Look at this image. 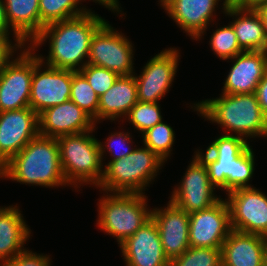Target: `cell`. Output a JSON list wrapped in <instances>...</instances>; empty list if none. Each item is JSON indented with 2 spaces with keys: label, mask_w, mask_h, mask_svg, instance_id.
I'll list each match as a JSON object with an SVG mask.
<instances>
[{
  "label": "cell",
  "mask_w": 267,
  "mask_h": 266,
  "mask_svg": "<svg viewBox=\"0 0 267 266\" xmlns=\"http://www.w3.org/2000/svg\"><path fill=\"white\" fill-rule=\"evenodd\" d=\"M105 22L101 16L88 10L81 16L45 25L28 45L36 51L48 40L49 55L46 58L38 55L40 61L53 68L79 71L88 62L93 35Z\"/></svg>",
  "instance_id": "1"
},
{
  "label": "cell",
  "mask_w": 267,
  "mask_h": 266,
  "mask_svg": "<svg viewBox=\"0 0 267 266\" xmlns=\"http://www.w3.org/2000/svg\"><path fill=\"white\" fill-rule=\"evenodd\" d=\"M206 165L211 184L226 194L238 188L253 187L249 183L255 170V155L248 141L238 135L215 138L205 153L194 152ZM249 183V184H248Z\"/></svg>",
  "instance_id": "2"
},
{
  "label": "cell",
  "mask_w": 267,
  "mask_h": 266,
  "mask_svg": "<svg viewBox=\"0 0 267 266\" xmlns=\"http://www.w3.org/2000/svg\"><path fill=\"white\" fill-rule=\"evenodd\" d=\"M0 178L46 188L69 186L60 165L57 138L38 134L0 168Z\"/></svg>",
  "instance_id": "3"
},
{
  "label": "cell",
  "mask_w": 267,
  "mask_h": 266,
  "mask_svg": "<svg viewBox=\"0 0 267 266\" xmlns=\"http://www.w3.org/2000/svg\"><path fill=\"white\" fill-rule=\"evenodd\" d=\"M191 108L201 114L204 120L225 129L226 133L223 134L231 135L230 132H233L232 135L246 140L249 137H267V117L263 114L255 93H222L219 97L193 103Z\"/></svg>",
  "instance_id": "4"
},
{
  "label": "cell",
  "mask_w": 267,
  "mask_h": 266,
  "mask_svg": "<svg viewBox=\"0 0 267 266\" xmlns=\"http://www.w3.org/2000/svg\"><path fill=\"white\" fill-rule=\"evenodd\" d=\"M164 163L150 148L135 146L127 156L103 165V177L98 187L104 193L144 194Z\"/></svg>",
  "instance_id": "5"
},
{
  "label": "cell",
  "mask_w": 267,
  "mask_h": 266,
  "mask_svg": "<svg viewBox=\"0 0 267 266\" xmlns=\"http://www.w3.org/2000/svg\"><path fill=\"white\" fill-rule=\"evenodd\" d=\"M90 131L64 135L57 138L60 165L68 185L80 188L81 185H94L98 188L103 177V161L99 140Z\"/></svg>",
  "instance_id": "6"
},
{
  "label": "cell",
  "mask_w": 267,
  "mask_h": 266,
  "mask_svg": "<svg viewBox=\"0 0 267 266\" xmlns=\"http://www.w3.org/2000/svg\"><path fill=\"white\" fill-rule=\"evenodd\" d=\"M146 197L145 194H104L97 204L98 228L115 237L120 245L151 218Z\"/></svg>",
  "instance_id": "7"
},
{
  "label": "cell",
  "mask_w": 267,
  "mask_h": 266,
  "mask_svg": "<svg viewBox=\"0 0 267 266\" xmlns=\"http://www.w3.org/2000/svg\"><path fill=\"white\" fill-rule=\"evenodd\" d=\"M133 52L131 41L106 21L92 37L87 64L129 76L135 73Z\"/></svg>",
  "instance_id": "8"
},
{
  "label": "cell",
  "mask_w": 267,
  "mask_h": 266,
  "mask_svg": "<svg viewBox=\"0 0 267 266\" xmlns=\"http://www.w3.org/2000/svg\"><path fill=\"white\" fill-rule=\"evenodd\" d=\"M26 48L0 71V112L30 107L34 51Z\"/></svg>",
  "instance_id": "9"
},
{
  "label": "cell",
  "mask_w": 267,
  "mask_h": 266,
  "mask_svg": "<svg viewBox=\"0 0 267 266\" xmlns=\"http://www.w3.org/2000/svg\"><path fill=\"white\" fill-rule=\"evenodd\" d=\"M45 66V67H44ZM44 67V69L42 68ZM43 69V70H42ZM42 70V71H41ZM72 70L44 65L34 52L30 107L39 115L44 110L70 100Z\"/></svg>",
  "instance_id": "10"
},
{
  "label": "cell",
  "mask_w": 267,
  "mask_h": 266,
  "mask_svg": "<svg viewBox=\"0 0 267 266\" xmlns=\"http://www.w3.org/2000/svg\"><path fill=\"white\" fill-rule=\"evenodd\" d=\"M187 166L179 185L175 186L170 201L188 214L210 208L221 198L214 191L207 167L195 154Z\"/></svg>",
  "instance_id": "11"
},
{
  "label": "cell",
  "mask_w": 267,
  "mask_h": 266,
  "mask_svg": "<svg viewBox=\"0 0 267 266\" xmlns=\"http://www.w3.org/2000/svg\"><path fill=\"white\" fill-rule=\"evenodd\" d=\"M232 230L267 236V195L255 187L228 192Z\"/></svg>",
  "instance_id": "12"
},
{
  "label": "cell",
  "mask_w": 267,
  "mask_h": 266,
  "mask_svg": "<svg viewBox=\"0 0 267 266\" xmlns=\"http://www.w3.org/2000/svg\"><path fill=\"white\" fill-rule=\"evenodd\" d=\"M179 56L177 48L164 49L146 63L139 76L134 73L138 101L158 103L168 93L177 73Z\"/></svg>",
  "instance_id": "13"
},
{
  "label": "cell",
  "mask_w": 267,
  "mask_h": 266,
  "mask_svg": "<svg viewBox=\"0 0 267 266\" xmlns=\"http://www.w3.org/2000/svg\"><path fill=\"white\" fill-rule=\"evenodd\" d=\"M222 199L210 208L189 214L190 247L222 248L232 230L229 206Z\"/></svg>",
  "instance_id": "14"
},
{
  "label": "cell",
  "mask_w": 267,
  "mask_h": 266,
  "mask_svg": "<svg viewBox=\"0 0 267 266\" xmlns=\"http://www.w3.org/2000/svg\"><path fill=\"white\" fill-rule=\"evenodd\" d=\"M38 134V114L31 107L0 112V168Z\"/></svg>",
  "instance_id": "15"
},
{
  "label": "cell",
  "mask_w": 267,
  "mask_h": 266,
  "mask_svg": "<svg viewBox=\"0 0 267 266\" xmlns=\"http://www.w3.org/2000/svg\"><path fill=\"white\" fill-rule=\"evenodd\" d=\"M119 247L126 266L170 265L161 244L158 227L152 217Z\"/></svg>",
  "instance_id": "16"
},
{
  "label": "cell",
  "mask_w": 267,
  "mask_h": 266,
  "mask_svg": "<svg viewBox=\"0 0 267 266\" xmlns=\"http://www.w3.org/2000/svg\"><path fill=\"white\" fill-rule=\"evenodd\" d=\"M38 121L39 134L51 138L80 134L96 128L94 119L71 100L44 110L38 115Z\"/></svg>",
  "instance_id": "17"
},
{
  "label": "cell",
  "mask_w": 267,
  "mask_h": 266,
  "mask_svg": "<svg viewBox=\"0 0 267 266\" xmlns=\"http://www.w3.org/2000/svg\"><path fill=\"white\" fill-rule=\"evenodd\" d=\"M166 205L165 208H153L151 217L158 227L164 253L169 260H172L190 247V215L170 200Z\"/></svg>",
  "instance_id": "18"
},
{
  "label": "cell",
  "mask_w": 267,
  "mask_h": 266,
  "mask_svg": "<svg viewBox=\"0 0 267 266\" xmlns=\"http://www.w3.org/2000/svg\"><path fill=\"white\" fill-rule=\"evenodd\" d=\"M221 0H159L169 17L187 35L198 41L206 33Z\"/></svg>",
  "instance_id": "19"
},
{
  "label": "cell",
  "mask_w": 267,
  "mask_h": 266,
  "mask_svg": "<svg viewBox=\"0 0 267 266\" xmlns=\"http://www.w3.org/2000/svg\"><path fill=\"white\" fill-rule=\"evenodd\" d=\"M229 60L234 63L224 81L222 93H255L267 72V51H243Z\"/></svg>",
  "instance_id": "20"
},
{
  "label": "cell",
  "mask_w": 267,
  "mask_h": 266,
  "mask_svg": "<svg viewBox=\"0 0 267 266\" xmlns=\"http://www.w3.org/2000/svg\"><path fill=\"white\" fill-rule=\"evenodd\" d=\"M265 236L231 230L222 245V266H262Z\"/></svg>",
  "instance_id": "21"
},
{
  "label": "cell",
  "mask_w": 267,
  "mask_h": 266,
  "mask_svg": "<svg viewBox=\"0 0 267 266\" xmlns=\"http://www.w3.org/2000/svg\"><path fill=\"white\" fill-rule=\"evenodd\" d=\"M18 206L0 207V266L26 248L31 229Z\"/></svg>",
  "instance_id": "22"
},
{
  "label": "cell",
  "mask_w": 267,
  "mask_h": 266,
  "mask_svg": "<svg viewBox=\"0 0 267 266\" xmlns=\"http://www.w3.org/2000/svg\"><path fill=\"white\" fill-rule=\"evenodd\" d=\"M224 14L233 17L230 24L243 51H267V30L255 9L227 6Z\"/></svg>",
  "instance_id": "23"
},
{
  "label": "cell",
  "mask_w": 267,
  "mask_h": 266,
  "mask_svg": "<svg viewBox=\"0 0 267 266\" xmlns=\"http://www.w3.org/2000/svg\"><path fill=\"white\" fill-rule=\"evenodd\" d=\"M137 102V83L134 74L119 76L112 87L99 97L98 122L125 118Z\"/></svg>",
  "instance_id": "24"
},
{
  "label": "cell",
  "mask_w": 267,
  "mask_h": 266,
  "mask_svg": "<svg viewBox=\"0 0 267 266\" xmlns=\"http://www.w3.org/2000/svg\"><path fill=\"white\" fill-rule=\"evenodd\" d=\"M15 41L26 45L40 33L39 0H3Z\"/></svg>",
  "instance_id": "25"
},
{
  "label": "cell",
  "mask_w": 267,
  "mask_h": 266,
  "mask_svg": "<svg viewBox=\"0 0 267 266\" xmlns=\"http://www.w3.org/2000/svg\"><path fill=\"white\" fill-rule=\"evenodd\" d=\"M81 2L82 0H39L40 32L45 25L85 14L90 9L79 6Z\"/></svg>",
  "instance_id": "26"
},
{
  "label": "cell",
  "mask_w": 267,
  "mask_h": 266,
  "mask_svg": "<svg viewBox=\"0 0 267 266\" xmlns=\"http://www.w3.org/2000/svg\"><path fill=\"white\" fill-rule=\"evenodd\" d=\"M70 92V100L79 108L88 113L97 124L99 96L92 89L87 79L79 71L72 70V83Z\"/></svg>",
  "instance_id": "27"
},
{
  "label": "cell",
  "mask_w": 267,
  "mask_h": 266,
  "mask_svg": "<svg viewBox=\"0 0 267 266\" xmlns=\"http://www.w3.org/2000/svg\"><path fill=\"white\" fill-rule=\"evenodd\" d=\"M173 128L161 121L142 134L144 146L150 148L160 159L167 161L175 142Z\"/></svg>",
  "instance_id": "28"
},
{
  "label": "cell",
  "mask_w": 267,
  "mask_h": 266,
  "mask_svg": "<svg viewBox=\"0 0 267 266\" xmlns=\"http://www.w3.org/2000/svg\"><path fill=\"white\" fill-rule=\"evenodd\" d=\"M169 266H222V248L189 247L170 260Z\"/></svg>",
  "instance_id": "29"
},
{
  "label": "cell",
  "mask_w": 267,
  "mask_h": 266,
  "mask_svg": "<svg viewBox=\"0 0 267 266\" xmlns=\"http://www.w3.org/2000/svg\"><path fill=\"white\" fill-rule=\"evenodd\" d=\"M127 119L141 135L162 120L160 105L158 103H148L138 101L131 109Z\"/></svg>",
  "instance_id": "30"
},
{
  "label": "cell",
  "mask_w": 267,
  "mask_h": 266,
  "mask_svg": "<svg viewBox=\"0 0 267 266\" xmlns=\"http://www.w3.org/2000/svg\"><path fill=\"white\" fill-rule=\"evenodd\" d=\"M214 54L222 60H229L243 52L237 42L236 34L231 24L216 29L209 41Z\"/></svg>",
  "instance_id": "31"
},
{
  "label": "cell",
  "mask_w": 267,
  "mask_h": 266,
  "mask_svg": "<svg viewBox=\"0 0 267 266\" xmlns=\"http://www.w3.org/2000/svg\"><path fill=\"white\" fill-rule=\"evenodd\" d=\"M79 72L87 79L99 97L111 88L119 77L111 70L91 64H86Z\"/></svg>",
  "instance_id": "32"
},
{
  "label": "cell",
  "mask_w": 267,
  "mask_h": 266,
  "mask_svg": "<svg viewBox=\"0 0 267 266\" xmlns=\"http://www.w3.org/2000/svg\"><path fill=\"white\" fill-rule=\"evenodd\" d=\"M106 140L107 141L104 143L99 141L102 161H104L103 157L105 155L104 153H106V149H107V152H109V154L112 156L110 161L121 159L122 157H125L128 154H130L135 149V148H132L130 145L132 144L133 141H131L132 137L129 132H126V133H124L123 131L113 132L111 133V135L108 136ZM116 146L117 148H119L118 151H117V148L114 149V147Z\"/></svg>",
  "instance_id": "33"
},
{
  "label": "cell",
  "mask_w": 267,
  "mask_h": 266,
  "mask_svg": "<svg viewBox=\"0 0 267 266\" xmlns=\"http://www.w3.org/2000/svg\"><path fill=\"white\" fill-rule=\"evenodd\" d=\"M1 266H51V258L49 255L37 254L25 249Z\"/></svg>",
  "instance_id": "34"
},
{
  "label": "cell",
  "mask_w": 267,
  "mask_h": 266,
  "mask_svg": "<svg viewBox=\"0 0 267 266\" xmlns=\"http://www.w3.org/2000/svg\"><path fill=\"white\" fill-rule=\"evenodd\" d=\"M25 44L24 41H15L13 44L9 34H0V71L11 61L10 59H13V55L16 52V54H18L19 49L22 50L25 47H28Z\"/></svg>",
  "instance_id": "35"
},
{
  "label": "cell",
  "mask_w": 267,
  "mask_h": 266,
  "mask_svg": "<svg viewBox=\"0 0 267 266\" xmlns=\"http://www.w3.org/2000/svg\"><path fill=\"white\" fill-rule=\"evenodd\" d=\"M255 95L263 114L267 117V72L259 82L255 91Z\"/></svg>",
  "instance_id": "36"
},
{
  "label": "cell",
  "mask_w": 267,
  "mask_h": 266,
  "mask_svg": "<svg viewBox=\"0 0 267 266\" xmlns=\"http://www.w3.org/2000/svg\"><path fill=\"white\" fill-rule=\"evenodd\" d=\"M11 30L6 17L4 1L0 0V34H10Z\"/></svg>",
  "instance_id": "37"
},
{
  "label": "cell",
  "mask_w": 267,
  "mask_h": 266,
  "mask_svg": "<svg viewBox=\"0 0 267 266\" xmlns=\"http://www.w3.org/2000/svg\"><path fill=\"white\" fill-rule=\"evenodd\" d=\"M82 1H86V0H82ZM92 1V0H90ZM93 2L95 3H99L101 4L102 6H105L107 9L113 11V12H116V13H120V16L122 17L123 14H122V10L119 8L120 5H119V2L118 0H93Z\"/></svg>",
  "instance_id": "38"
},
{
  "label": "cell",
  "mask_w": 267,
  "mask_h": 266,
  "mask_svg": "<svg viewBox=\"0 0 267 266\" xmlns=\"http://www.w3.org/2000/svg\"><path fill=\"white\" fill-rule=\"evenodd\" d=\"M264 2H267V0H241L236 6L243 9H255Z\"/></svg>",
  "instance_id": "39"
},
{
  "label": "cell",
  "mask_w": 267,
  "mask_h": 266,
  "mask_svg": "<svg viewBox=\"0 0 267 266\" xmlns=\"http://www.w3.org/2000/svg\"><path fill=\"white\" fill-rule=\"evenodd\" d=\"M255 11L260 15L262 22L267 30V2L259 4Z\"/></svg>",
  "instance_id": "40"
},
{
  "label": "cell",
  "mask_w": 267,
  "mask_h": 266,
  "mask_svg": "<svg viewBox=\"0 0 267 266\" xmlns=\"http://www.w3.org/2000/svg\"><path fill=\"white\" fill-rule=\"evenodd\" d=\"M241 0H224L222 4V7L221 8L223 11L222 12H225L227 6H236Z\"/></svg>",
  "instance_id": "41"
},
{
  "label": "cell",
  "mask_w": 267,
  "mask_h": 266,
  "mask_svg": "<svg viewBox=\"0 0 267 266\" xmlns=\"http://www.w3.org/2000/svg\"><path fill=\"white\" fill-rule=\"evenodd\" d=\"M262 266H267V236H265V247L262 252Z\"/></svg>",
  "instance_id": "42"
}]
</instances>
